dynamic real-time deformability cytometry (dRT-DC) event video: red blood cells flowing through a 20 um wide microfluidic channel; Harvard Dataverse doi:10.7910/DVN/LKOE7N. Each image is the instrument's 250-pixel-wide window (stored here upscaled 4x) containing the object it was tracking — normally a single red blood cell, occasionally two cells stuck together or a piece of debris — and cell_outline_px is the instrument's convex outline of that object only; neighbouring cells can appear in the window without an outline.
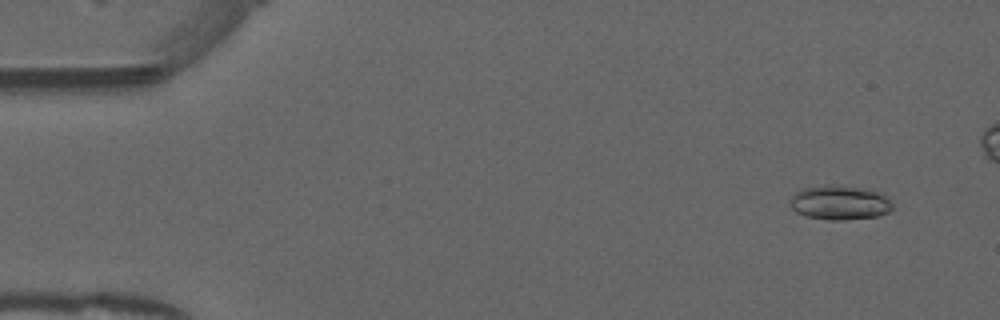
{"species": "common noctule bat (a hibernating species)", "species_latin": "Nyctalus noctula", "temperature_condition": "warm", "stored_images_in_passage": 6, "camera_frame_rate_fps": 3000, "um_per_image_px": 0.085, "animal": {"sex": "male", "forearm_length_mm": 52.5}, "frame": {"image": 1, "passage_image": 4, "time_ms": 1.0, "image_size_px": [1000, 320], "cell_outline_px": [[892, 208], [888, 212], [876, 216], [844, 220], [828, 220], [804, 216], [796, 212], [788, 204], [792, 196], [796, 192], [804, 188], [840, 184], [872, 188], [884, 192], [892, 204]], "centroid_in_image_um": [71.41, 17.2], "position_along_channel_um": 13.6, "area_um2": 20.98}}